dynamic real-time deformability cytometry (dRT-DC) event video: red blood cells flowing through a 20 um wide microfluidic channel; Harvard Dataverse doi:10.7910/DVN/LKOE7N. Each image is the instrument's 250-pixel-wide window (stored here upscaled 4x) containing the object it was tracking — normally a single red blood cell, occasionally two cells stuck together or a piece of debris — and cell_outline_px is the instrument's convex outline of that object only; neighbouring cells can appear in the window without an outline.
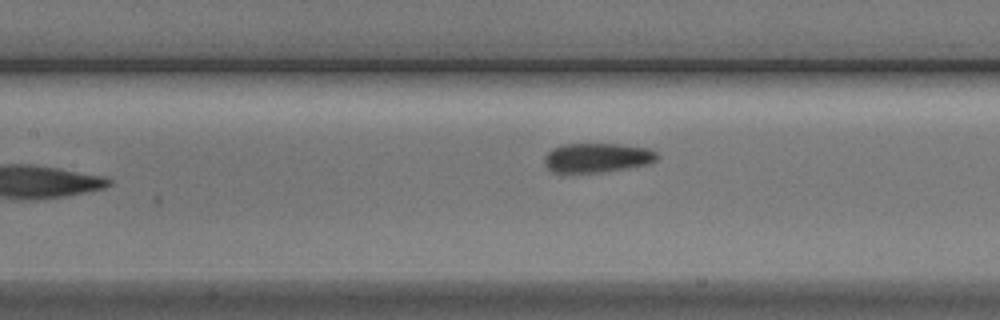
{"species": "Egyptian fruit bat (a non-hibernating species)", "species_latin": "Rousettus aegyptiacus", "temperature_condition": "cold", "stored_images_in_passage": 5, "camera_frame_rate_fps": 3000, "um_per_image_px": 0.085, "animal": {"sex": "male"}, "frame": {"image": 1, "passage_image": 4, "time_ms": 3.667, "image_size_px": [1000, 320], "cell_outline_px": [[660, 156], [656, 160], [648, 164], [628, 168], [604, 172], [552, 172], [544, 164], [544, 156], [552, 148], [564, 144], [620, 144], [648, 148], [656, 152]], "centroid_in_image_um": [50.76, 13.4], "position_along_channel_um": 156.6, "area_um2": 19.36}}